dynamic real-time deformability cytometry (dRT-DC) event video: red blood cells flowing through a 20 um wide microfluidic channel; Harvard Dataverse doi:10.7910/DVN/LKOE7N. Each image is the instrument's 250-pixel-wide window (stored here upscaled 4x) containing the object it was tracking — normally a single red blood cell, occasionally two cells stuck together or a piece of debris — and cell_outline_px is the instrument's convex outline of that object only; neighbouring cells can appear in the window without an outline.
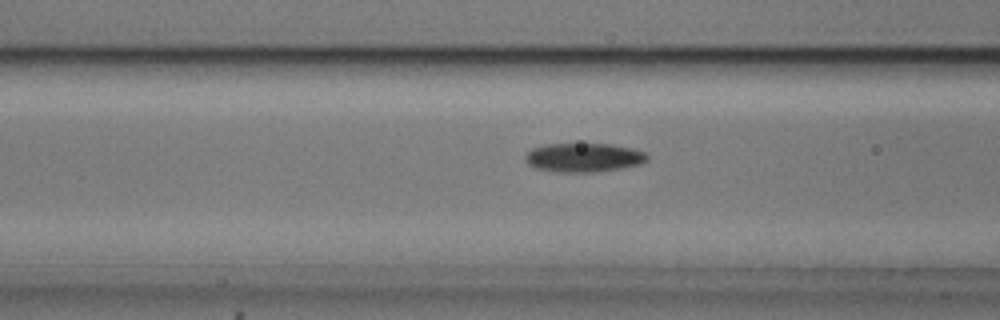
{"species": "common noctule bat (a hibernating species)", "species_latin": "Nyctalus noctula", "temperature_condition": "cold", "stored_images_in_passage": 54, "camera_frame_rate_fps": 3000, "um_per_image_px": 0.085, "animal": {"sex": "male", "body_mass_g": 20.5, "forearm_length_mm": 52.5}, "frame": {"image": 1, "passage_image": 21, "time_ms": 6.667, "image_size_px": [1000, 320], "cell_outline_px": [[648, 160], [640, 164], [620, 168], [592, 172], [560, 172], [536, 168], [528, 164], [524, 160], [524, 156], [532, 148], [544, 144], [612, 144], [632, 148], [644, 152], [648, 156]], "centroid_in_image_um": [49.59, 13.38], "position_along_channel_um": 117.0, "area_um2": 20.52}}
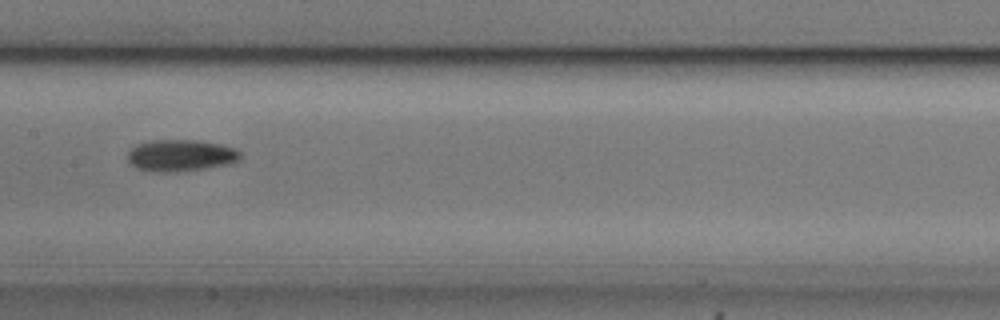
{"frame": {"image": 2, "passage_image": 27, "time_ms": 8.667, "image_size_px": [1000, 320], "cell_outline_px": [[240, 160], [232, 164], [176, 172], [152, 172], [136, 168], [128, 164], [128, 152], [136, 144], [152, 140], [196, 140], [220, 144], [236, 148], [240, 152]], "centroid_in_image_um": [15.35, 13.22], "position_along_channel_um": 192.0, "area_um2": 21.1}}
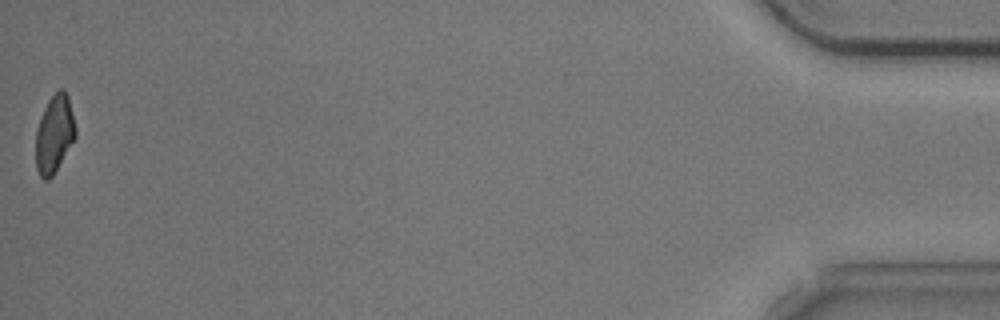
{"frame": {"image": 3, "passage_image": 54, "time_ms": 17.667, "image_size_px": [1000, 320], "cell_outline_px": [[76, 136], [52, 176], [48, 180], [44, 180], [40, 176], [36, 168], [36, 132], [44, 108], [48, 100], [60, 88], [64, 88], [68, 96], [76, 128]], "centroid_in_image_um": [4.62, 11.38], "position_along_channel_um": 430.6, "area_um2": 17.74}, "authors_computed_cell_mechanics": {"area_um2": 19.2474, "velocity_mm_per_s": 3.7367, "shape_relaxation_time_tau1_ms": 3.8764, "shape_relaxation_time_tau2_ms": null, "deformation_change_tau1": 0.104, "deformation_change_tau2": null}}